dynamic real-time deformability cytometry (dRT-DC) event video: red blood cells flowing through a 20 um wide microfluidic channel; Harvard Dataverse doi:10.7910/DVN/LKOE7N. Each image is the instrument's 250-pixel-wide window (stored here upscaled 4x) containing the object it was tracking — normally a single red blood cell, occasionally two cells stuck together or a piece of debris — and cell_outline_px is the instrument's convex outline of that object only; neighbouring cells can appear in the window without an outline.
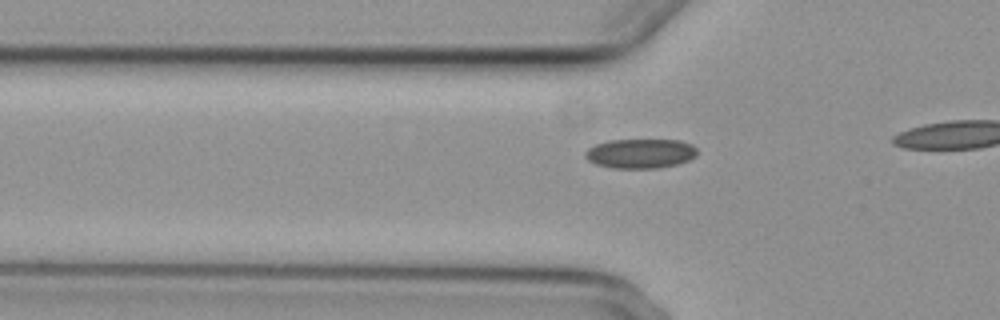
{"species": "common noctule bat (a hibernating species)", "species_latin": "Nyctalus noctula", "temperature_condition": "cold", "stored_images_in_passage": 9, "camera_frame_rate_fps": 3000, "um_per_image_px": 0.085, "animal": {"sex": "female", "body_mass_g": 29.2, "forearm_length_mm": 56.3}, "frame": {"image": 1, "passage_image": 3, "time_ms": 0.667, "image_size_px": [1000, 320], "cell_outline_px": [[696, 156], [688, 160], [676, 164], [660, 168], [612, 168], [596, 164], [588, 160], [584, 156], [584, 152], [588, 148], [596, 144], [608, 140], [680, 140], [692, 144], [696, 148]], "centroid_in_image_um": [54.42, 13.04], "position_along_channel_um": 71.4, "area_um2": 19.31}}
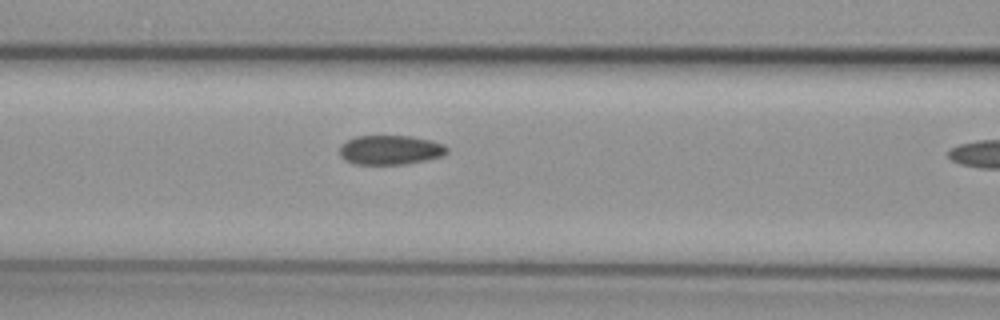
{"frame": {"image": 2, "passage_image": 8, "time_ms": 2.333, "image_size_px": [1000, 320], "cell_outline_px": [[448, 152], [444, 156], [404, 164], [352, 164], [344, 160], [340, 156], [340, 144], [356, 136], [412, 136], [432, 140], [444, 144], [448, 148]], "centroid_in_image_um": [33.18, 12.74], "position_along_channel_um": 133.4, "area_um2": 18.55}}